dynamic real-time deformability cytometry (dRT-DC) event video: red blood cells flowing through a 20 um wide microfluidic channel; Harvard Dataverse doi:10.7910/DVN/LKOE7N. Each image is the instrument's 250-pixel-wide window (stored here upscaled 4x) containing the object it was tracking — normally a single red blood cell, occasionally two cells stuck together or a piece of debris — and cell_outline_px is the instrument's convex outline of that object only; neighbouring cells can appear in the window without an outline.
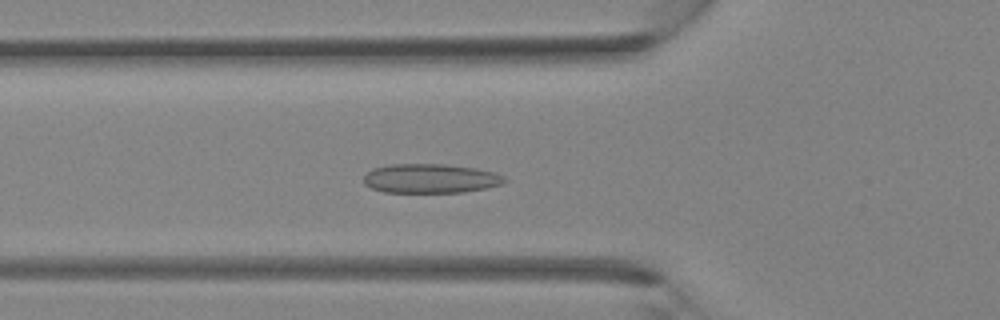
{"species": "Egyptian fruit bat (a non-hibernating species)", "species_latin": "Rousettus aegyptiacus", "temperature_condition": "room temperature", "stored_images_in_passage": 36, "camera_frame_rate_fps": 3000, "um_per_image_px": 0.085, "animal": {"sex": "female"}, "frame": {"image": 1, "passage_image": 12, "time_ms": 3.667, "image_size_px": [1000, 320], "cell_outline_px": [[508, 180], [500, 184], [488, 188], [464, 192], [384, 192], [372, 188], [364, 184], [364, 176], [372, 168], [388, 164], [444, 164], [476, 168], [492, 172], [504, 176]], "centroid_in_image_um": [36.58, 15.17], "position_along_channel_um": 89.2, "area_um2": 24.04}}
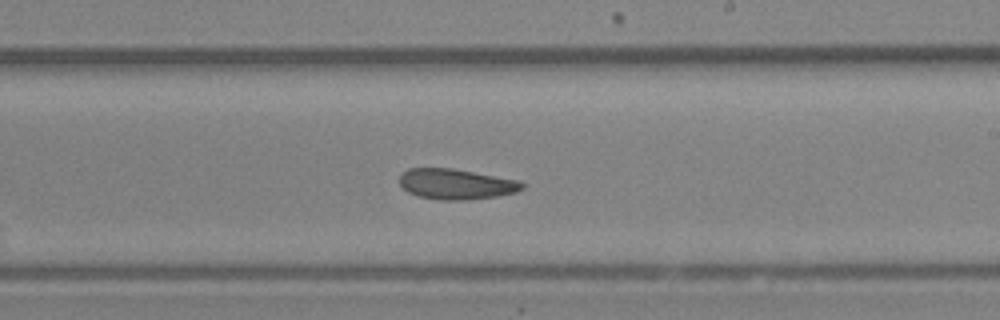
{"frame": {"image": 2, "passage_image": 21, "time_ms": 6.667, "image_size_px": [1000, 320], "cell_outline_px": [[524, 188], [516, 192], [496, 196], [464, 200], [440, 200], [420, 196], [408, 192], [400, 184], [400, 172], [408, 168], [452, 168], [520, 180], [524, 184]], "centroid_in_image_um": [38.77, 15.63], "position_along_channel_um": 250.2, "area_um2": 21.79}}
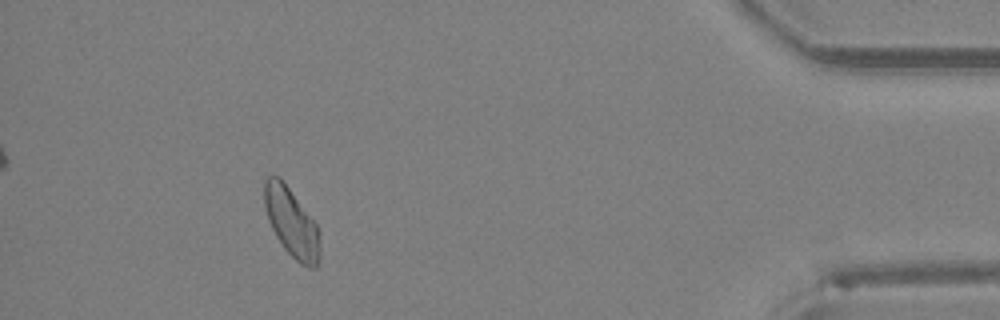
{"frame": {"image": 3, "passage_image": 33, "time_ms": 10.667, "image_size_px": [1000, 320], "cell_outline_px": [[320, 256], [316, 268], [308, 268], [300, 264], [284, 248], [276, 236], [268, 220], [264, 204], [264, 180], [268, 176], [280, 176], [316, 224], [320, 248]], "centroid_in_image_um": [24.76, 18.92], "position_along_channel_um": 410.4, "area_um2": 22.08}}